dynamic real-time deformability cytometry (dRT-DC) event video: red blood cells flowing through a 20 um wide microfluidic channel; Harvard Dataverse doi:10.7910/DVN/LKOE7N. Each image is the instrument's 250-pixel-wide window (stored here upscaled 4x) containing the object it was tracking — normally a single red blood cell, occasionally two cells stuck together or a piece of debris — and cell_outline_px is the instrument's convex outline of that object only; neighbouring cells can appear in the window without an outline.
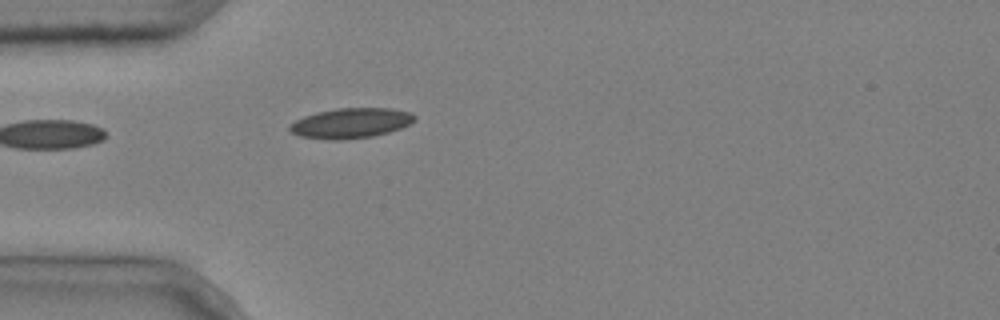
{"species": "common noctule bat (a hibernating species)", "species_latin": "Nyctalus noctula", "temperature_condition": "cold", "stored_images_in_passage": 2, "camera_frame_rate_fps": 3000, "um_per_image_px": 0.085, "animal": {"sex": "male", "body_mass_g": 20.4}, "frame": {"image": 1, "passage_image": 2, "time_ms": 0.333, "image_size_px": [1000, 320], "cell_outline_px": [[416, 120], [400, 128], [388, 132], [372, 136], [340, 140], [332, 140], [300, 136], [292, 132], [288, 128], [288, 124], [304, 116], [316, 112], [336, 108], [392, 108], [412, 112], [416, 116]], "centroid_in_image_um": [29.82, 10.45], "position_along_channel_um": 55.2, "area_um2": 21.96}}